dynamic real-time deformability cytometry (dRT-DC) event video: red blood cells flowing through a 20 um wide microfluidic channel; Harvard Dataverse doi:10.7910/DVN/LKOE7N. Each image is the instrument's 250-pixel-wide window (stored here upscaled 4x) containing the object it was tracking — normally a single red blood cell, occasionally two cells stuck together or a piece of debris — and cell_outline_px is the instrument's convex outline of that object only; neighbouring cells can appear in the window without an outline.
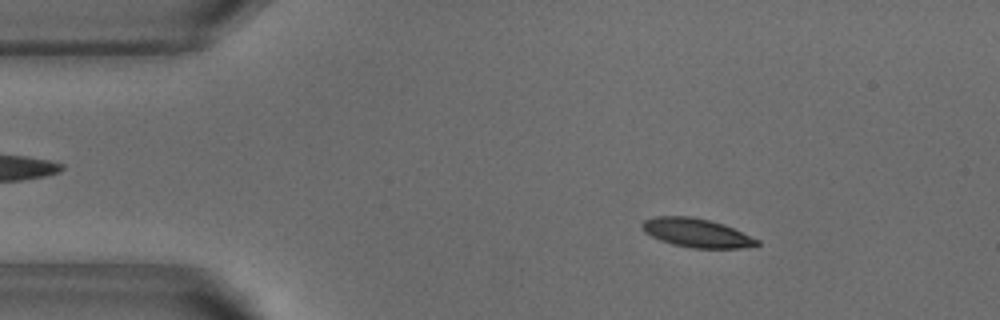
{"species": "common noctule bat (a hibernating species)", "species_latin": "Nyctalus noctula", "temperature_condition": "warm", "stored_images_in_passage": 15, "camera_frame_rate_fps": 3000, "um_per_image_px": 0.085, "animal": {"sex": "male", "body_mass_g": 18.8}, "frame": {"image": 1, "passage_image": 7, "time_ms": 2.0, "image_size_px": [1000, 320], "cell_outline_px": [[760, 244], [744, 248], [692, 248], [672, 244], [660, 240], [644, 232], [640, 224], [644, 220], [656, 216], [692, 216], [724, 224], [760, 240]], "centroid_in_image_um": [59.2, 19.79], "position_along_channel_um": 25.8, "area_um2": 19.31}}
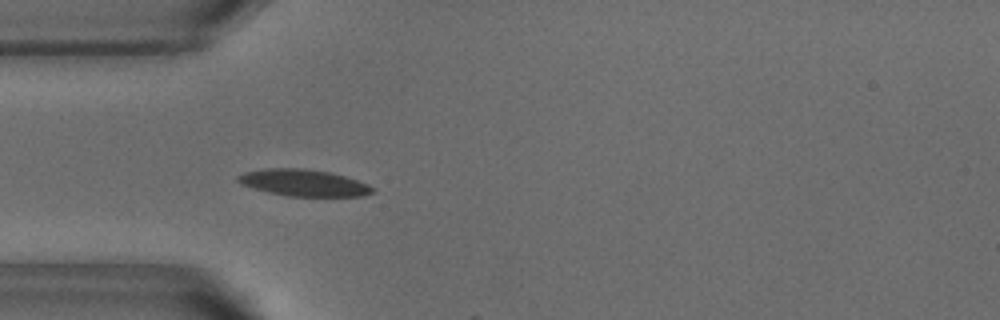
{"frame": {"image": 2, "passage_image": 14, "time_ms": 4.333, "image_size_px": [1000, 320], "cell_outline_px": [[376, 192], [364, 196], [288, 196], [268, 192], [240, 184], [236, 180], [236, 176], [244, 172], [264, 168], [304, 168], [328, 172], [344, 176], [368, 184], [376, 188]], "centroid_in_image_um": [25.81, 15.54], "position_along_channel_um": 59.2, "area_um2": 21.04}}